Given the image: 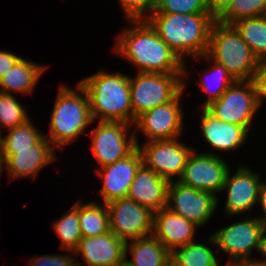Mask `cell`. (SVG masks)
Listing matches in <instances>:
<instances>
[{
    "label": "cell",
    "instance_id": "6da1fadb",
    "mask_svg": "<svg viewBox=\"0 0 266 266\" xmlns=\"http://www.w3.org/2000/svg\"><path fill=\"white\" fill-rule=\"evenodd\" d=\"M132 28L118 35L113 49L136 65L137 72L185 74L184 61L159 37L146 19L128 20ZM136 25V26H135Z\"/></svg>",
    "mask_w": 266,
    "mask_h": 266
},
{
    "label": "cell",
    "instance_id": "7a4b0ae2",
    "mask_svg": "<svg viewBox=\"0 0 266 266\" xmlns=\"http://www.w3.org/2000/svg\"><path fill=\"white\" fill-rule=\"evenodd\" d=\"M146 20L159 37L186 61V55L201 58L208 52L210 31L216 19L210 13H152Z\"/></svg>",
    "mask_w": 266,
    "mask_h": 266
},
{
    "label": "cell",
    "instance_id": "3957f363",
    "mask_svg": "<svg viewBox=\"0 0 266 266\" xmlns=\"http://www.w3.org/2000/svg\"><path fill=\"white\" fill-rule=\"evenodd\" d=\"M79 84L87 92L93 121L100 118V121L133 123L129 76L103 70L80 80Z\"/></svg>",
    "mask_w": 266,
    "mask_h": 266
},
{
    "label": "cell",
    "instance_id": "277c9868",
    "mask_svg": "<svg viewBox=\"0 0 266 266\" xmlns=\"http://www.w3.org/2000/svg\"><path fill=\"white\" fill-rule=\"evenodd\" d=\"M207 54L223 65L236 81L255 80L261 63L232 24L214 21Z\"/></svg>",
    "mask_w": 266,
    "mask_h": 266
},
{
    "label": "cell",
    "instance_id": "5b68a950",
    "mask_svg": "<svg viewBox=\"0 0 266 266\" xmlns=\"http://www.w3.org/2000/svg\"><path fill=\"white\" fill-rule=\"evenodd\" d=\"M77 86L80 93L61 85L52 111L50 136L46 138L58 148L75 141L93 123L87 92L79 83Z\"/></svg>",
    "mask_w": 266,
    "mask_h": 266
},
{
    "label": "cell",
    "instance_id": "8992f818",
    "mask_svg": "<svg viewBox=\"0 0 266 266\" xmlns=\"http://www.w3.org/2000/svg\"><path fill=\"white\" fill-rule=\"evenodd\" d=\"M184 75L138 72L135 78L129 76L133 124L142 113L169 103L185 89Z\"/></svg>",
    "mask_w": 266,
    "mask_h": 266
},
{
    "label": "cell",
    "instance_id": "52a82bcc",
    "mask_svg": "<svg viewBox=\"0 0 266 266\" xmlns=\"http://www.w3.org/2000/svg\"><path fill=\"white\" fill-rule=\"evenodd\" d=\"M266 225L259 218H250L212 233L209 241L229 254L231 261L226 266L237 263L256 262L250 255L255 248L261 251L263 234Z\"/></svg>",
    "mask_w": 266,
    "mask_h": 266
},
{
    "label": "cell",
    "instance_id": "ba28073f",
    "mask_svg": "<svg viewBox=\"0 0 266 266\" xmlns=\"http://www.w3.org/2000/svg\"><path fill=\"white\" fill-rule=\"evenodd\" d=\"M258 87L255 80L236 81L206 109L223 122L243 126L247 131L259 109Z\"/></svg>",
    "mask_w": 266,
    "mask_h": 266
},
{
    "label": "cell",
    "instance_id": "9c48e42d",
    "mask_svg": "<svg viewBox=\"0 0 266 266\" xmlns=\"http://www.w3.org/2000/svg\"><path fill=\"white\" fill-rule=\"evenodd\" d=\"M129 126L131 124L124 122L99 120L96 128L91 130V149L100 168L126 158L137 148L135 133L133 132L130 137L126 135Z\"/></svg>",
    "mask_w": 266,
    "mask_h": 266
},
{
    "label": "cell",
    "instance_id": "30bf717a",
    "mask_svg": "<svg viewBox=\"0 0 266 266\" xmlns=\"http://www.w3.org/2000/svg\"><path fill=\"white\" fill-rule=\"evenodd\" d=\"M110 231L123 240H129L152 235L153 213L149 208L141 206L125 197L108 202Z\"/></svg>",
    "mask_w": 266,
    "mask_h": 266
},
{
    "label": "cell",
    "instance_id": "8fae6325",
    "mask_svg": "<svg viewBox=\"0 0 266 266\" xmlns=\"http://www.w3.org/2000/svg\"><path fill=\"white\" fill-rule=\"evenodd\" d=\"M218 202L217 196L212 193L196 190L178 180L169 183L166 208L192 221L198 227L207 223Z\"/></svg>",
    "mask_w": 266,
    "mask_h": 266
},
{
    "label": "cell",
    "instance_id": "7c38bea8",
    "mask_svg": "<svg viewBox=\"0 0 266 266\" xmlns=\"http://www.w3.org/2000/svg\"><path fill=\"white\" fill-rule=\"evenodd\" d=\"M143 158V164L154 170L169 182L174 176L181 177L189 155L193 149L184 145L179 138L171 140H152L141 148L137 145Z\"/></svg>",
    "mask_w": 266,
    "mask_h": 266
},
{
    "label": "cell",
    "instance_id": "4fadbf2b",
    "mask_svg": "<svg viewBox=\"0 0 266 266\" xmlns=\"http://www.w3.org/2000/svg\"><path fill=\"white\" fill-rule=\"evenodd\" d=\"M192 151L184 167L179 182L199 191L216 195L222 192L229 167L223 158L206 152L196 154Z\"/></svg>",
    "mask_w": 266,
    "mask_h": 266
},
{
    "label": "cell",
    "instance_id": "5bb4252c",
    "mask_svg": "<svg viewBox=\"0 0 266 266\" xmlns=\"http://www.w3.org/2000/svg\"><path fill=\"white\" fill-rule=\"evenodd\" d=\"M183 91L169 103L148 110L136 118L135 128L145 134L147 142L176 139L182 134L184 112L179 102Z\"/></svg>",
    "mask_w": 266,
    "mask_h": 266
},
{
    "label": "cell",
    "instance_id": "9a60e30c",
    "mask_svg": "<svg viewBox=\"0 0 266 266\" xmlns=\"http://www.w3.org/2000/svg\"><path fill=\"white\" fill-rule=\"evenodd\" d=\"M143 164V158L138 147L126 158L118 160L111 165L95 169L97 175L103 180L102 188L98 191L104 204L127 197L130 185Z\"/></svg>",
    "mask_w": 266,
    "mask_h": 266
},
{
    "label": "cell",
    "instance_id": "2e32d148",
    "mask_svg": "<svg viewBox=\"0 0 266 266\" xmlns=\"http://www.w3.org/2000/svg\"><path fill=\"white\" fill-rule=\"evenodd\" d=\"M261 185L258 173L250 168L239 167L231 176L230 169L222 190L227 191L225 202L226 215H235L246 212L254 207L259 199V188Z\"/></svg>",
    "mask_w": 266,
    "mask_h": 266
},
{
    "label": "cell",
    "instance_id": "e0dca14e",
    "mask_svg": "<svg viewBox=\"0 0 266 266\" xmlns=\"http://www.w3.org/2000/svg\"><path fill=\"white\" fill-rule=\"evenodd\" d=\"M9 178L30 177L34 180L40 169L55 161L54 147L46 135L31 149L3 150Z\"/></svg>",
    "mask_w": 266,
    "mask_h": 266
},
{
    "label": "cell",
    "instance_id": "ac0fdd59",
    "mask_svg": "<svg viewBox=\"0 0 266 266\" xmlns=\"http://www.w3.org/2000/svg\"><path fill=\"white\" fill-rule=\"evenodd\" d=\"M74 255L88 266H117L125 260V242L111 231L94 237H82Z\"/></svg>",
    "mask_w": 266,
    "mask_h": 266
},
{
    "label": "cell",
    "instance_id": "d6986e66",
    "mask_svg": "<svg viewBox=\"0 0 266 266\" xmlns=\"http://www.w3.org/2000/svg\"><path fill=\"white\" fill-rule=\"evenodd\" d=\"M196 228L198 226L192 221L166 207L153 213L152 235L171 253L176 248L193 242Z\"/></svg>",
    "mask_w": 266,
    "mask_h": 266
},
{
    "label": "cell",
    "instance_id": "ffe728a7",
    "mask_svg": "<svg viewBox=\"0 0 266 266\" xmlns=\"http://www.w3.org/2000/svg\"><path fill=\"white\" fill-rule=\"evenodd\" d=\"M169 183L154 170L142 164L130 185L127 198L149 208L152 212L159 211L166 207Z\"/></svg>",
    "mask_w": 266,
    "mask_h": 266
},
{
    "label": "cell",
    "instance_id": "44dd1931",
    "mask_svg": "<svg viewBox=\"0 0 266 266\" xmlns=\"http://www.w3.org/2000/svg\"><path fill=\"white\" fill-rule=\"evenodd\" d=\"M200 117L204 139L217 150H236L247 139L248 131L243 126L223 122L213 116L207 109L202 110Z\"/></svg>",
    "mask_w": 266,
    "mask_h": 266
},
{
    "label": "cell",
    "instance_id": "7402d4cb",
    "mask_svg": "<svg viewBox=\"0 0 266 266\" xmlns=\"http://www.w3.org/2000/svg\"><path fill=\"white\" fill-rule=\"evenodd\" d=\"M46 67L20 58L0 78V92L9 93H32Z\"/></svg>",
    "mask_w": 266,
    "mask_h": 266
},
{
    "label": "cell",
    "instance_id": "603a6c76",
    "mask_svg": "<svg viewBox=\"0 0 266 266\" xmlns=\"http://www.w3.org/2000/svg\"><path fill=\"white\" fill-rule=\"evenodd\" d=\"M130 248V249H129ZM132 260H127L128 251ZM171 252L153 235L125 243L126 266H165Z\"/></svg>",
    "mask_w": 266,
    "mask_h": 266
},
{
    "label": "cell",
    "instance_id": "cb8c5ba5",
    "mask_svg": "<svg viewBox=\"0 0 266 266\" xmlns=\"http://www.w3.org/2000/svg\"><path fill=\"white\" fill-rule=\"evenodd\" d=\"M260 63H266V15L243 18L232 24Z\"/></svg>",
    "mask_w": 266,
    "mask_h": 266
},
{
    "label": "cell",
    "instance_id": "d4e9b609",
    "mask_svg": "<svg viewBox=\"0 0 266 266\" xmlns=\"http://www.w3.org/2000/svg\"><path fill=\"white\" fill-rule=\"evenodd\" d=\"M97 203H79V227L82 237H94L110 232L107 205Z\"/></svg>",
    "mask_w": 266,
    "mask_h": 266
},
{
    "label": "cell",
    "instance_id": "484cf974",
    "mask_svg": "<svg viewBox=\"0 0 266 266\" xmlns=\"http://www.w3.org/2000/svg\"><path fill=\"white\" fill-rule=\"evenodd\" d=\"M52 225L59 238H61L60 248L74 253L82 238L79 227V203L74 204L67 214L65 213Z\"/></svg>",
    "mask_w": 266,
    "mask_h": 266
},
{
    "label": "cell",
    "instance_id": "4316f807",
    "mask_svg": "<svg viewBox=\"0 0 266 266\" xmlns=\"http://www.w3.org/2000/svg\"><path fill=\"white\" fill-rule=\"evenodd\" d=\"M201 57H203L204 59H207L208 61H212L214 62L213 66H210L211 69L209 70H212L210 71L209 73L212 72V74H208V76H212L211 78L209 77H206V76H203V79L200 80V84L202 85V90H204L206 93H208L210 96V98L208 97L206 102L204 103V105L202 106L203 109H206L209 105H211L213 102L217 101L221 96L222 94L231 86L233 85L236 80L233 78V76L228 72V70L223 66L221 65L220 63L216 62L215 60H213L207 53L202 55ZM206 77V78H205ZM208 78V79H207ZM214 78V79H213ZM211 83L214 81L215 83V88L216 90L214 89H210V85L208 86V84ZM209 81V83L207 84V82ZM214 85V84H213Z\"/></svg>",
    "mask_w": 266,
    "mask_h": 266
},
{
    "label": "cell",
    "instance_id": "83f0119b",
    "mask_svg": "<svg viewBox=\"0 0 266 266\" xmlns=\"http://www.w3.org/2000/svg\"><path fill=\"white\" fill-rule=\"evenodd\" d=\"M31 122V119H28L25 123L8 129L9 133L5 137L1 133L3 150L31 149L36 145L44 137V134H41Z\"/></svg>",
    "mask_w": 266,
    "mask_h": 266
},
{
    "label": "cell",
    "instance_id": "f1b7e54d",
    "mask_svg": "<svg viewBox=\"0 0 266 266\" xmlns=\"http://www.w3.org/2000/svg\"><path fill=\"white\" fill-rule=\"evenodd\" d=\"M171 255L183 266H219L213 250L194 241L176 248Z\"/></svg>",
    "mask_w": 266,
    "mask_h": 266
},
{
    "label": "cell",
    "instance_id": "f546056e",
    "mask_svg": "<svg viewBox=\"0 0 266 266\" xmlns=\"http://www.w3.org/2000/svg\"><path fill=\"white\" fill-rule=\"evenodd\" d=\"M266 15V0H233L229 7L217 18L224 24Z\"/></svg>",
    "mask_w": 266,
    "mask_h": 266
},
{
    "label": "cell",
    "instance_id": "4dcf8cb0",
    "mask_svg": "<svg viewBox=\"0 0 266 266\" xmlns=\"http://www.w3.org/2000/svg\"><path fill=\"white\" fill-rule=\"evenodd\" d=\"M12 95L0 92V127L4 129L14 128L29 119L25 107Z\"/></svg>",
    "mask_w": 266,
    "mask_h": 266
},
{
    "label": "cell",
    "instance_id": "1f68e13d",
    "mask_svg": "<svg viewBox=\"0 0 266 266\" xmlns=\"http://www.w3.org/2000/svg\"><path fill=\"white\" fill-rule=\"evenodd\" d=\"M153 13L198 14L210 12L206 0H158Z\"/></svg>",
    "mask_w": 266,
    "mask_h": 266
},
{
    "label": "cell",
    "instance_id": "d6a6232c",
    "mask_svg": "<svg viewBox=\"0 0 266 266\" xmlns=\"http://www.w3.org/2000/svg\"><path fill=\"white\" fill-rule=\"evenodd\" d=\"M158 0H119L128 20H142L150 16L156 9ZM148 10V15L145 11Z\"/></svg>",
    "mask_w": 266,
    "mask_h": 266
},
{
    "label": "cell",
    "instance_id": "836d02e7",
    "mask_svg": "<svg viewBox=\"0 0 266 266\" xmlns=\"http://www.w3.org/2000/svg\"><path fill=\"white\" fill-rule=\"evenodd\" d=\"M31 266H81L79 261L75 260L70 254L63 255H42L28 262Z\"/></svg>",
    "mask_w": 266,
    "mask_h": 266
},
{
    "label": "cell",
    "instance_id": "e575fe53",
    "mask_svg": "<svg viewBox=\"0 0 266 266\" xmlns=\"http://www.w3.org/2000/svg\"><path fill=\"white\" fill-rule=\"evenodd\" d=\"M233 0H206L210 14L217 19L232 3Z\"/></svg>",
    "mask_w": 266,
    "mask_h": 266
},
{
    "label": "cell",
    "instance_id": "d590c367",
    "mask_svg": "<svg viewBox=\"0 0 266 266\" xmlns=\"http://www.w3.org/2000/svg\"><path fill=\"white\" fill-rule=\"evenodd\" d=\"M21 57L11 53L0 51V78L8 71Z\"/></svg>",
    "mask_w": 266,
    "mask_h": 266
},
{
    "label": "cell",
    "instance_id": "8d00e7d4",
    "mask_svg": "<svg viewBox=\"0 0 266 266\" xmlns=\"http://www.w3.org/2000/svg\"><path fill=\"white\" fill-rule=\"evenodd\" d=\"M255 81L258 87L259 103L261 106L262 100L266 97V63H261Z\"/></svg>",
    "mask_w": 266,
    "mask_h": 266
},
{
    "label": "cell",
    "instance_id": "74e56055",
    "mask_svg": "<svg viewBox=\"0 0 266 266\" xmlns=\"http://www.w3.org/2000/svg\"><path fill=\"white\" fill-rule=\"evenodd\" d=\"M258 203L262 208V211L264 213L263 217H259V219L266 225V182H261L260 188H259V199Z\"/></svg>",
    "mask_w": 266,
    "mask_h": 266
},
{
    "label": "cell",
    "instance_id": "f35d334b",
    "mask_svg": "<svg viewBox=\"0 0 266 266\" xmlns=\"http://www.w3.org/2000/svg\"><path fill=\"white\" fill-rule=\"evenodd\" d=\"M266 228H265V231H264V234H263V239H262V245H261V251H260V253H262V255H264V256H266ZM255 261H257V262H259V263H261V264H264V265H266V260L264 259V260H255Z\"/></svg>",
    "mask_w": 266,
    "mask_h": 266
},
{
    "label": "cell",
    "instance_id": "ab89813d",
    "mask_svg": "<svg viewBox=\"0 0 266 266\" xmlns=\"http://www.w3.org/2000/svg\"><path fill=\"white\" fill-rule=\"evenodd\" d=\"M4 165H5V159H4V154H3V142L1 139V129H0V176L2 174Z\"/></svg>",
    "mask_w": 266,
    "mask_h": 266
},
{
    "label": "cell",
    "instance_id": "60d3db41",
    "mask_svg": "<svg viewBox=\"0 0 266 266\" xmlns=\"http://www.w3.org/2000/svg\"><path fill=\"white\" fill-rule=\"evenodd\" d=\"M165 266H183L176 258L172 255L167 259Z\"/></svg>",
    "mask_w": 266,
    "mask_h": 266
},
{
    "label": "cell",
    "instance_id": "b9f144b4",
    "mask_svg": "<svg viewBox=\"0 0 266 266\" xmlns=\"http://www.w3.org/2000/svg\"><path fill=\"white\" fill-rule=\"evenodd\" d=\"M230 266H266V265L256 261V262H247V263H237V264H232Z\"/></svg>",
    "mask_w": 266,
    "mask_h": 266
},
{
    "label": "cell",
    "instance_id": "7bdbcfd3",
    "mask_svg": "<svg viewBox=\"0 0 266 266\" xmlns=\"http://www.w3.org/2000/svg\"><path fill=\"white\" fill-rule=\"evenodd\" d=\"M117 266H126V264H125V262H124V263L119 264V265H117Z\"/></svg>",
    "mask_w": 266,
    "mask_h": 266
}]
</instances>
